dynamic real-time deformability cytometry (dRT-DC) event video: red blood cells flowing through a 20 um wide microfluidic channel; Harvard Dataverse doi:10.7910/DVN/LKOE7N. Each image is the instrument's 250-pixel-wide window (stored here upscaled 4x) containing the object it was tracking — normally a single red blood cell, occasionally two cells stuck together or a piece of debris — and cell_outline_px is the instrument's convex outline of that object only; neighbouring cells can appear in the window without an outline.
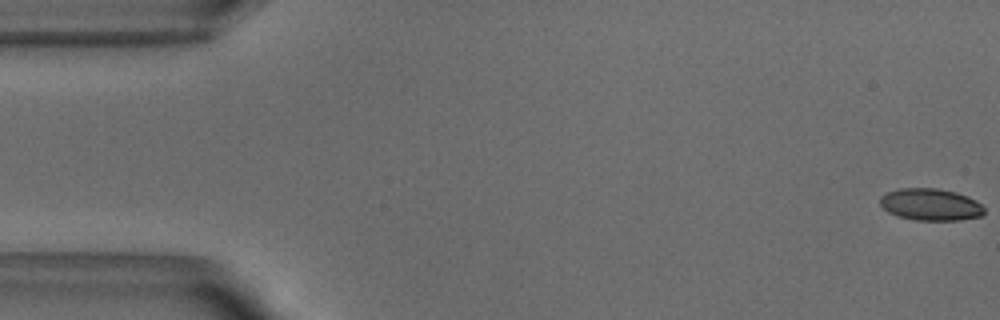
{"species": "common noctule bat (a hibernating species)", "species_latin": "Nyctalus noctula", "temperature_condition": "warm", "stored_images_in_passage": 8, "camera_frame_rate_fps": 3000, "um_per_image_px": 0.085, "animal": {"sex": "male", "body_mass_g": 18.8}, "frame": {"image": 1, "passage_image": 1, "time_ms": 0.0, "image_size_px": [1000, 320], "cell_outline_px": [[984, 216], [960, 220], [916, 220], [900, 216], [888, 212], [880, 204], [880, 196], [888, 192], [900, 188], [936, 188], [956, 192], [968, 196], [976, 200], [984, 208]], "centroid_in_image_um": [79.13, 17.38], "position_along_channel_um": 5.9, "area_um2": 19.42}}